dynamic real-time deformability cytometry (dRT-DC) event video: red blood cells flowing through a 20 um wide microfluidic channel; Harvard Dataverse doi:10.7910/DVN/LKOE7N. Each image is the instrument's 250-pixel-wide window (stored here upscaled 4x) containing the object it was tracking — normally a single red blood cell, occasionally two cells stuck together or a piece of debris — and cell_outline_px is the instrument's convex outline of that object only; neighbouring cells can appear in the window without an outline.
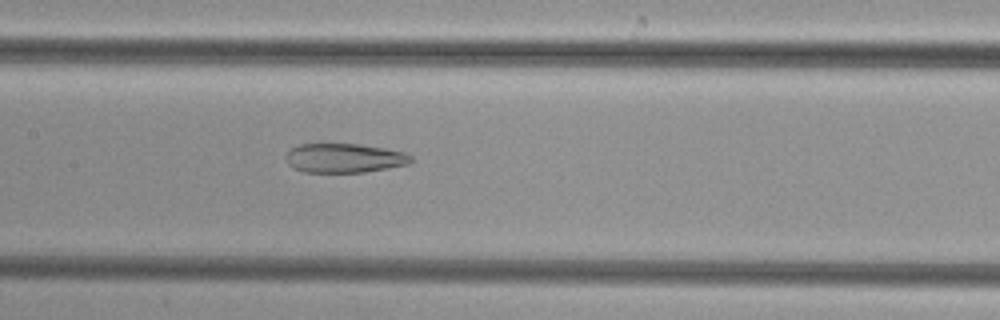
{"species": "common noctule bat (a hibernating species)", "species_latin": "Nyctalus noctula", "temperature_condition": "cold", "stored_images_in_passage": 39, "camera_frame_rate_fps": 3000, "um_per_image_px": 0.085, "animal": {"sex": "female", "body_mass_g": 29.2, "forearm_length_mm": 56.3}, "frame": {"image": 1, "passage_image": 13, "time_ms": 4.0, "image_size_px": [1000, 320], "cell_outline_px": [[412, 160], [408, 164], [364, 172], [304, 172], [292, 168], [288, 164], [288, 152], [292, 148], [300, 144], [360, 144], [384, 148], [404, 152], [412, 156]], "centroid_in_image_um": [29.28, 13.44], "position_along_channel_um": 178.1, "area_um2": 21.1}}
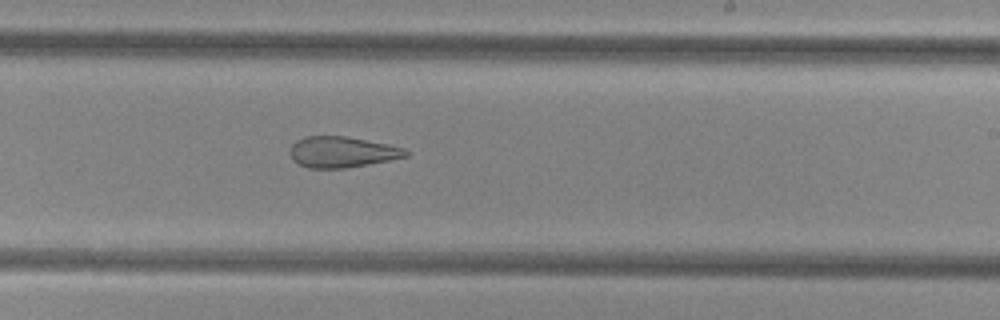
{"frame": {"image": 2, "passage_image": 19, "time_ms": 6.0, "image_size_px": [1000, 320], "cell_outline_px": [[412, 152], [408, 156], [348, 168], [308, 168], [292, 160], [292, 144], [296, 140], [308, 136], [344, 136], [388, 144], [404, 148]], "centroid_in_image_um": [29.11, 12.92], "position_along_channel_um": 259.9, "area_um2": 20.69}}
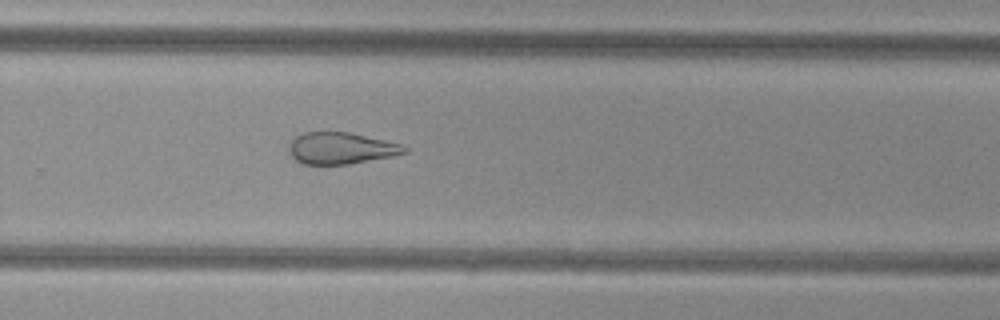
{"frame": {"image": 3, "passage_image": 22, "time_ms": 7.0, "image_size_px": [1000, 320], "cell_outline_px": [[408, 152], [392, 156], [348, 164], [304, 164], [296, 160], [292, 156], [288, 148], [292, 140], [296, 136], [304, 132], [352, 132], [400, 144], [408, 148]], "centroid_in_image_um": [28.99, 12.59], "position_along_channel_um": 300.8, "area_um2": 21.15}}